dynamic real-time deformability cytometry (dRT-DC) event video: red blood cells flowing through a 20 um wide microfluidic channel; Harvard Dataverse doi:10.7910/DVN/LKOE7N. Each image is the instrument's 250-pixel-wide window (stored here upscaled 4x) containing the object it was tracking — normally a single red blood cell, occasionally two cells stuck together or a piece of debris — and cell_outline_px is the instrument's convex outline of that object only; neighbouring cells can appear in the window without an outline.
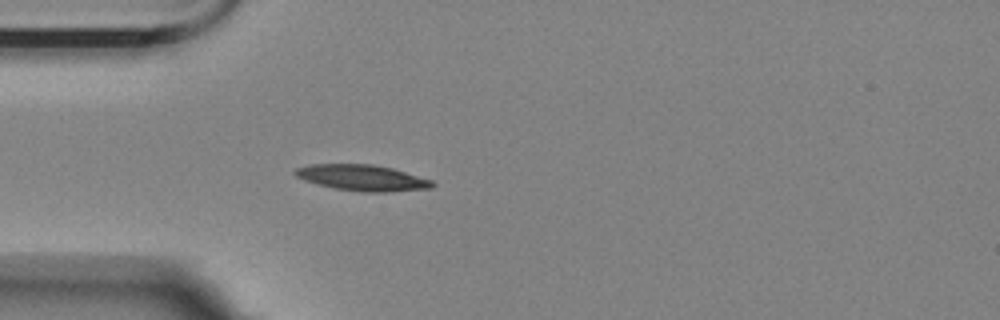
{"species": "Egyptian fruit bat (a non-hibernating species)", "species_latin": "Rousettus aegyptiacus", "temperature_condition": "room temperature", "stored_images_in_passage": 24, "camera_frame_rate_fps": 3000, "um_per_image_px": 0.085, "animal": {"sex": "female"}, "frame": {"image": 1, "passage_image": 1, "time_ms": 0.0, "image_size_px": [1000, 320], "cell_outline_px": [[436, 184], [432, 188], [392, 192], [360, 192], [336, 188], [304, 180], [296, 176], [292, 172], [296, 168], [308, 164], [372, 164], [392, 168], [432, 180]], "centroid_in_image_um": [30.81, 15.11], "position_along_channel_um": 54.2, "area_um2": 20.81}}
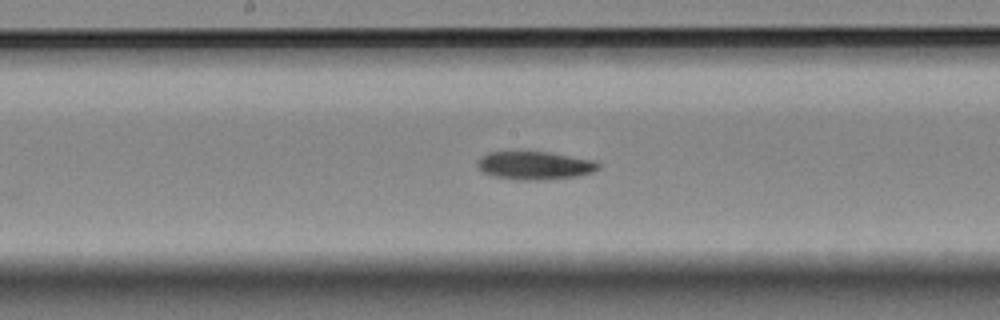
{"frame": {"image": 2, "passage_image": 14, "time_ms": 4.333, "image_size_px": [1000, 320], "cell_outline_px": [[600, 168], [592, 172], [576, 176], [544, 180], [536, 180], [496, 176], [484, 172], [476, 164], [476, 160], [480, 156], [488, 152], [548, 152], [596, 160], [600, 164]], "centroid_in_image_um": [45.49, 14.04], "position_along_channel_um": 202.7, "area_um2": 19.59}}
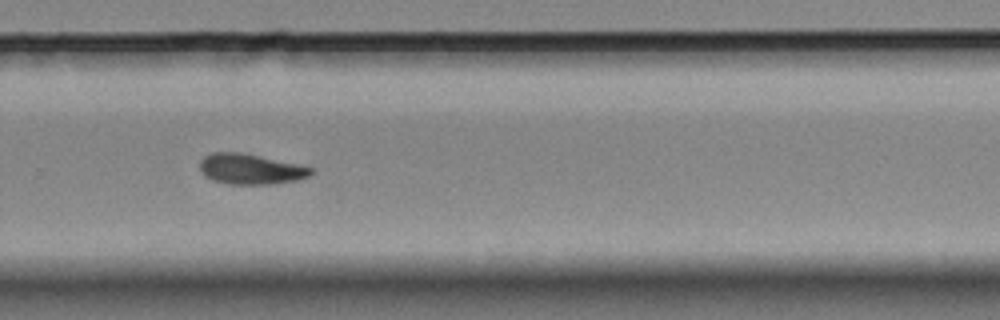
{"frame": {"image": 3, "passage_image": 23, "time_ms": 7.333, "image_size_px": [1000, 320], "cell_outline_px": [[312, 172], [308, 176], [296, 180], [272, 184], [228, 184], [212, 180], [204, 176], [200, 172], [200, 160], [204, 156], [212, 152], [240, 152], [260, 156], [296, 164], [312, 168]], "centroid_in_image_um": [21.22, 14.37], "position_along_channel_um": 308.6, "area_um2": 19.59}}